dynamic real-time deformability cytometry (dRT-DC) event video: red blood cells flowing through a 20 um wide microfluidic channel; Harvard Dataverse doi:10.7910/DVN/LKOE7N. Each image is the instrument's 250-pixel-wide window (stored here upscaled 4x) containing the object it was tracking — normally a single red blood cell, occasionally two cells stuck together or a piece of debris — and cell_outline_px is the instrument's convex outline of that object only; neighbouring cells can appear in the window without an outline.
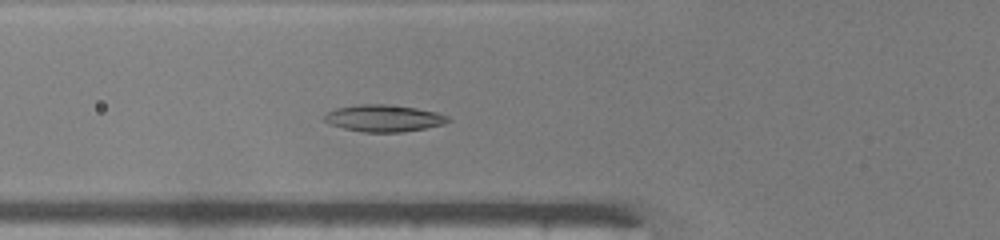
{"species": "common noctule bat (a hibernating species)", "species_latin": "Nyctalus noctula", "temperature_condition": "warm", "stored_images_in_passage": 40, "camera_frame_rate_fps": 3000, "um_per_image_px": 0.085, "animal": {"sex": "male", "body_mass_g": 19.0, "forearm_length_mm": 50.8}, "frame": {"image": 1, "passage_image": 10, "time_ms": 3.0, "image_size_px": [1000, 240], "cell_outline_px": [[452, 120], [444, 124], [404, 132], [360, 132], [328, 124], [324, 120], [324, 116], [328, 112], [336, 108], [360, 104], [388, 104], [416, 108], [436, 112], [448, 116]], "centroid_in_image_um": [32.62, 10.05], "position_along_channel_um": 93.2, "area_um2": 19.42}}
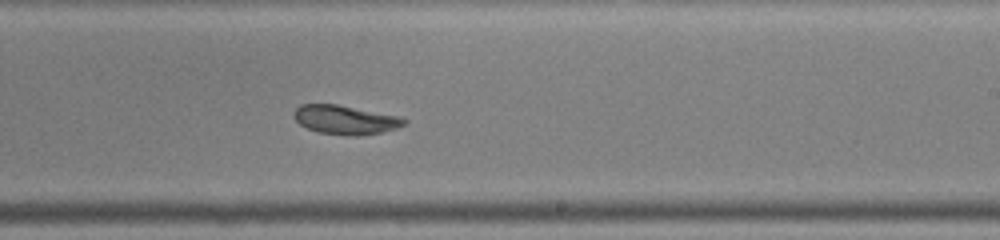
{"frame": {"image": 2, "passage_image": 22, "time_ms": 7.0, "image_size_px": [1000, 240], "cell_outline_px": [[408, 124], [396, 128], [380, 132], [360, 136], [348, 136], [316, 132], [300, 124], [292, 116], [292, 112], [300, 104], [336, 104], [400, 116], [408, 120]], "centroid_in_image_um": [29.35, 10.18], "position_along_channel_um": 259.6, "area_um2": 18.84}}
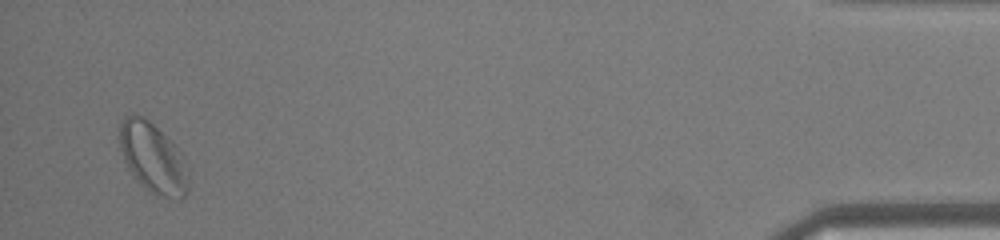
{"frame": {"image": 3, "passage_image": 39, "time_ms": 12.667, "image_size_px": [1000, 240], "cell_outline_px": [[188, 192], [184, 196], [164, 196], [148, 192], [132, 176], [124, 160], [120, 148], [120, 124], [124, 116], [144, 116], [172, 144], [188, 176]], "centroid_in_image_um": [12.91, 13.44], "position_along_channel_um": 422.3, "area_um2": 26.76}, "authors_computed_cell_mechanics": {"area_um2": 20.1144, "velocity_mm_per_s": 4.1726, "shape_relaxation_time_tau1_ms": 6.635, "shape_relaxation_time_tau2_ms": 5.3696, "deformation_change_tau1": 0.1056, "deformation_change_tau2": 0.1137}}